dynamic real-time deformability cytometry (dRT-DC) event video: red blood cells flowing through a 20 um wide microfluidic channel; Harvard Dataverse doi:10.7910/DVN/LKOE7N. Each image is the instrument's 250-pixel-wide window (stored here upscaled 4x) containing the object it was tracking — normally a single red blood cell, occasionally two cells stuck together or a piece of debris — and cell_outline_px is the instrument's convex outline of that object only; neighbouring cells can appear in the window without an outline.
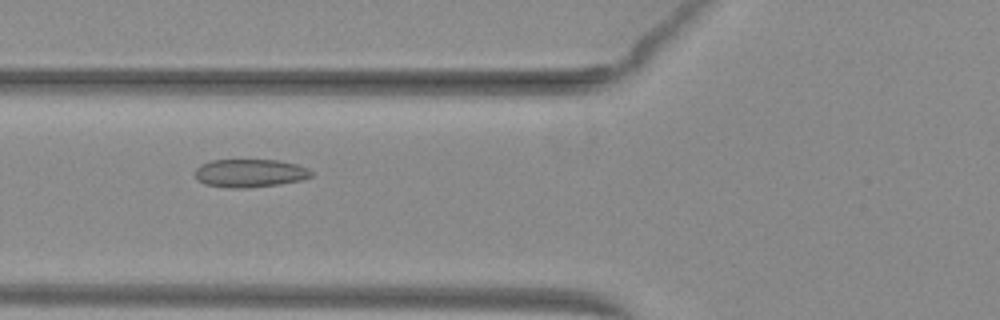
{"species": "common noctule bat (a hibernating species)", "species_latin": "Nyctalus noctula", "temperature_condition": "warm", "stored_images_in_passage": 35, "camera_frame_rate_fps": 3000, "um_per_image_px": 0.085, "animal": {"sex": "female", "body_mass_g": 29.2, "forearm_length_mm": 56.3}, "frame": {"image": 1, "passage_image": 3, "time_ms": 0.667, "image_size_px": [1000, 320], "cell_outline_px": [[312, 176], [304, 180], [280, 184], [248, 188], [228, 188], [204, 184], [196, 180], [192, 172], [200, 164], [212, 160], [276, 160], [296, 164], [308, 168], [312, 172]], "centroid_in_image_um": [21.2, 14.73], "position_along_channel_um": 104.6, "area_um2": 19.42}}
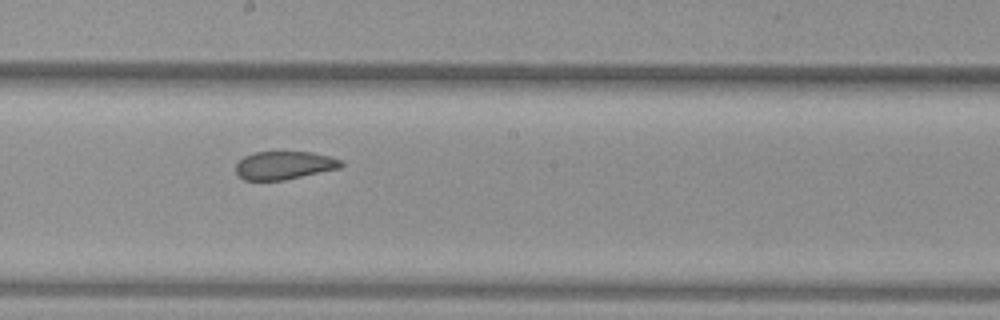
{"frame": {"image": 2, "passage_image": 12, "time_ms": 3.667, "image_size_px": [1000, 320], "cell_outline_px": [[344, 164], [340, 168], [284, 180], [244, 180], [236, 172], [236, 164], [244, 156], [256, 152], [312, 152], [344, 160]], "centroid_in_image_um": [24.18, 14.05], "position_along_channel_um": 224.0, "area_um2": 17.22}}
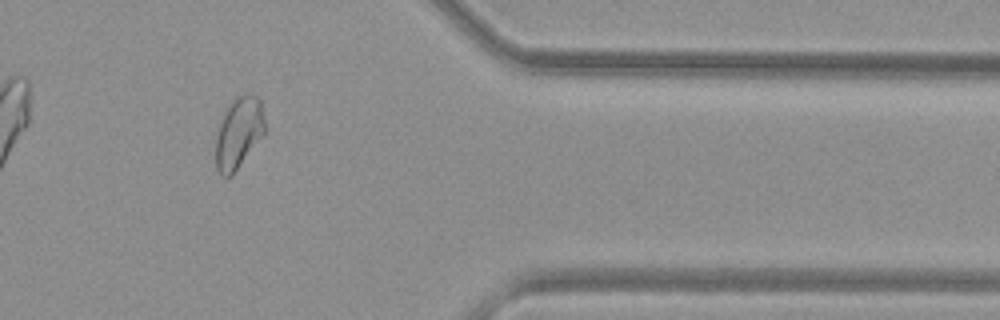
{"frame": {"image": 3, "passage_image": 26, "time_ms": 8.333, "image_size_px": [1000, 320], "cell_outline_px": [[264, 132], [232, 176], [220, 176], [216, 168], [216, 136], [224, 108], [236, 96], [256, 96], [260, 100], [264, 120]], "centroid_in_image_um": [20.24, 11.3], "position_along_channel_um": 391.2, "area_um2": 20.06}}